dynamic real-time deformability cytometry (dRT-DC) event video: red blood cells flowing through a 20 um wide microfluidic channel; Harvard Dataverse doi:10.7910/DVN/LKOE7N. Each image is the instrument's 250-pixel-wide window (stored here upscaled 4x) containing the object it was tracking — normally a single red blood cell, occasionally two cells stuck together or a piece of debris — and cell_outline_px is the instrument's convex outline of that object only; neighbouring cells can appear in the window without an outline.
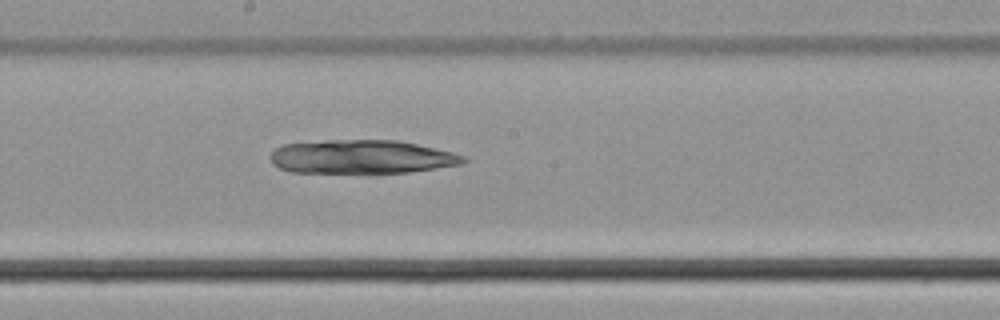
{"species": "common noctule bat (a hibernating species)", "species_latin": "Nyctalus noctula", "temperature_condition": "cold", "stored_images_in_passage": 45, "camera_frame_rate_fps": 3000, "um_per_image_px": 0.085, "animal": {"sex": "male", "body_mass_g": 21.5, "forearm_length_mm": 52.0}, "frame": {"image": 1, "passage_image": 23, "time_ms": 7.333, "image_size_px": [1000, 320], "cell_outline_px": [[468, 160], [464, 164], [408, 172], [288, 172], [272, 164], [272, 152], [276, 148], [284, 144], [324, 140], [396, 140], [416, 144], [452, 152], [464, 156]], "centroid_in_image_um": [30.74, 13.32], "position_along_channel_um": 217.5, "area_um2": 37.63}}